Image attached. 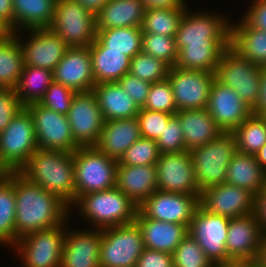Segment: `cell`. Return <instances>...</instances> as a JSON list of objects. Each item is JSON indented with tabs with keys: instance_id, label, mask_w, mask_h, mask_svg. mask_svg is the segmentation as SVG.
I'll return each mask as SVG.
<instances>
[{
	"instance_id": "cell-1",
	"label": "cell",
	"mask_w": 266,
	"mask_h": 267,
	"mask_svg": "<svg viewBox=\"0 0 266 267\" xmlns=\"http://www.w3.org/2000/svg\"><path fill=\"white\" fill-rule=\"evenodd\" d=\"M186 9L176 34L175 67L215 73L219 59L230 46L231 23L221 15Z\"/></svg>"
},
{
	"instance_id": "cell-2",
	"label": "cell",
	"mask_w": 266,
	"mask_h": 267,
	"mask_svg": "<svg viewBox=\"0 0 266 267\" xmlns=\"http://www.w3.org/2000/svg\"><path fill=\"white\" fill-rule=\"evenodd\" d=\"M15 243L31 232L54 228L67 222L70 207L57 195L30 182L14 171Z\"/></svg>"
},
{
	"instance_id": "cell-3",
	"label": "cell",
	"mask_w": 266,
	"mask_h": 267,
	"mask_svg": "<svg viewBox=\"0 0 266 267\" xmlns=\"http://www.w3.org/2000/svg\"><path fill=\"white\" fill-rule=\"evenodd\" d=\"M30 182L57 195L70 208L75 202L73 153L36 149L19 170Z\"/></svg>"
},
{
	"instance_id": "cell-4",
	"label": "cell",
	"mask_w": 266,
	"mask_h": 267,
	"mask_svg": "<svg viewBox=\"0 0 266 267\" xmlns=\"http://www.w3.org/2000/svg\"><path fill=\"white\" fill-rule=\"evenodd\" d=\"M73 204L98 229L134 222L139 207L117 187L85 194Z\"/></svg>"
},
{
	"instance_id": "cell-5",
	"label": "cell",
	"mask_w": 266,
	"mask_h": 267,
	"mask_svg": "<svg viewBox=\"0 0 266 267\" xmlns=\"http://www.w3.org/2000/svg\"><path fill=\"white\" fill-rule=\"evenodd\" d=\"M237 152L232 132H222L209 143L190 150L200 192L225 182L228 165Z\"/></svg>"
},
{
	"instance_id": "cell-6",
	"label": "cell",
	"mask_w": 266,
	"mask_h": 267,
	"mask_svg": "<svg viewBox=\"0 0 266 267\" xmlns=\"http://www.w3.org/2000/svg\"><path fill=\"white\" fill-rule=\"evenodd\" d=\"M75 201L85 194L116 187L118 161L95 146H80L73 153Z\"/></svg>"
},
{
	"instance_id": "cell-7",
	"label": "cell",
	"mask_w": 266,
	"mask_h": 267,
	"mask_svg": "<svg viewBox=\"0 0 266 267\" xmlns=\"http://www.w3.org/2000/svg\"><path fill=\"white\" fill-rule=\"evenodd\" d=\"M261 74L262 66L241 57L229 46L219 59L215 79L235 90L254 109L260 95Z\"/></svg>"
},
{
	"instance_id": "cell-8",
	"label": "cell",
	"mask_w": 266,
	"mask_h": 267,
	"mask_svg": "<svg viewBox=\"0 0 266 267\" xmlns=\"http://www.w3.org/2000/svg\"><path fill=\"white\" fill-rule=\"evenodd\" d=\"M49 28L69 47L90 46L96 39V14L77 0H56Z\"/></svg>"
},
{
	"instance_id": "cell-9",
	"label": "cell",
	"mask_w": 266,
	"mask_h": 267,
	"mask_svg": "<svg viewBox=\"0 0 266 267\" xmlns=\"http://www.w3.org/2000/svg\"><path fill=\"white\" fill-rule=\"evenodd\" d=\"M144 249L138 224L112 226L102 229L100 267H136Z\"/></svg>"
},
{
	"instance_id": "cell-10",
	"label": "cell",
	"mask_w": 266,
	"mask_h": 267,
	"mask_svg": "<svg viewBox=\"0 0 266 267\" xmlns=\"http://www.w3.org/2000/svg\"><path fill=\"white\" fill-rule=\"evenodd\" d=\"M38 149L34 123L24 108L0 133V162L9 171H19Z\"/></svg>"
},
{
	"instance_id": "cell-11",
	"label": "cell",
	"mask_w": 266,
	"mask_h": 267,
	"mask_svg": "<svg viewBox=\"0 0 266 267\" xmlns=\"http://www.w3.org/2000/svg\"><path fill=\"white\" fill-rule=\"evenodd\" d=\"M66 224L26 234L12 246L24 267H60Z\"/></svg>"
},
{
	"instance_id": "cell-12",
	"label": "cell",
	"mask_w": 266,
	"mask_h": 267,
	"mask_svg": "<svg viewBox=\"0 0 266 267\" xmlns=\"http://www.w3.org/2000/svg\"><path fill=\"white\" fill-rule=\"evenodd\" d=\"M31 114L38 149L74 153L80 146L75 142L67 116L39 103L25 107Z\"/></svg>"
},
{
	"instance_id": "cell-13",
	"label": "cell",
	"mask_w": 266,
	"mask_h": 267,
	"mask_svg": "<svg viewBox=\"0 0 266 267\" xmlns=\"http://www.w3.org/2000/svg\"><path fill=\"white\" fill-rule=\"evenodd\" d=\"M230 218L207 212L200 205L191 219L188 233L198 242L214 266L228 263L226 239Z\"/></svg>"
},
{
	"instance_id": "cell-14",
	"label": "cell",
	"mask_w": 266,
	"mask_h": 267,
	"mask_svg": "<svg viewBox=\"0 0 266 267\" xmlns=\"http://www.w3.org/2000/svg\"><path fill=\"white\" fill-rule=\"evenodd\" d=\"M167 78L178 111L207 108L215 73L174 66L170 67Z\"/></svg>"
},
{
	"instance_id": "cell-15",
	"label": "cell",
	"mask_w": 266,
	"mask_h": 267,
	"mask_svg": "<svg viewBox=\"0 0 266 267\" xmlns=\"http://www.w3.org/2000/svg\"><path fill=\"white\" fill-rule=\"evenodd\" d=\"M200 195L154 191L138 209L147 217L159 221L186 225L199 206Z\"/></svg>"
},
{
	"instance_id": "cell-16",
	"label": "cell",
	"mask_w": 266,
	"mask_h": 267,
	"mask_svg": "<svg viewBox=\"0 0 266 267\" xmlns=\"http://www.w3.org/2000/svg\"><path fill=\"white\" fill-rule=\"evenodd\" d=\"M263 236L255 213L231 218L225 243L228 263L258 261Z\"/></svg>"
},
{
	"instance_id": "cell-17",
	"label": "cell",
	"mask_w": 266,
	"mask_h": 267,
	"mask_svg": "<svg viewBox=\"0 0 266 267\" xmlns=\"http://www.w3.org/2000/svg\"><path fill=\"white\" fill-rule=\"evenodd\" d=\"M157 166V189L171 193L201 195L190 151L160 154Z\"/></svg>"
},
{
	"instance_id": "cell-18",
	"label": "cell",
	"mask_w": 266,
	"mask_h": 267,
	"mask_svg": "<svg viewBox=\"0 0 266 267\" xmlns=\"http://www.w3.org/2000/svg\"><path fill=\"white\" fill-rule=\"evenodd\" d=\"M66 116L79 146H94L97 143L104 119L92 91L76 93Z\"/></svg>"
},
{
	"instance_id": "cell-19",
	"label": "cell",
	"mask_w": 266,
	"mask_h": 267,
	"mask_svg": "<svg viewBox=\"0 0 266 267\" xmlns=\"http://www.w3.org/2000/svg\"><path fill=\"white\" fill-rule=\"evenodd\" d=\"M255 196L248 190L226 182L201 192L199 205L207 212L236 218L254 213Z\"/></svg>"
},
{
	"instance_id": "cell-20",
	"label": "cell",
	"mask_w": 266,
	"mask_h": 267,
	"mask_svg": "<svg viewBox=\"0 0 266 267\" xmlns=\"http://www.w3.org/2000/svg\"><path fill=\"white\" fill-rule=\"evenodd\" d=\"M206 109L223 132H232L253 113V109L235 90L216 79L212 84Z\"/></svg>"
},
{
	"instance_id": "cell-21",
	"label": "cell",
	"mask_w": 266,
	"mask_h": 267,
	"mask_svg": "<svg viewBox=\"0 0 266 267\" xmlns=\"http://www.w3.org/2000/svg\"><path fill=\"white\" fill-rule=\"evenodd\" d=\"M52 72L54 82L77 93L92 91L95 81L90 46L68 47L64 57Z\"/></svg>"
},
{
	"instance_id": "cell-22",
	"label": "cell",
	"mask_w": 266,
	"mask_h": 267,
	"mask_svg": "<svg viewBox=\"0 0 266 267\" xmlns=\"http://www.w3.org/2000/svg\"><path fill=\"white\" fill-rule=\"evenodd\" d=\"M24 31L31 34L26 43L20 41L25 65L52 71L64 57L69 46L49 27Z\"/></svg>"
},
{
	"instance_id": "cell-23",
	"label": "cell",
	"mask_w": 266,
	"mask_h": 267,
	"mask_svg": "<svg viewBox=\"0 0 266 267\" xmlns=\"http://www.w3.org/2000/svg\"><path fill=\"white\" fill-rule=\"evenodd\" d=\"M90 230L68 232L67 229L60 267H100L102 229Z\"/></svg>"
},
{
	"instance_id": "cell-24",
	"label": "cell",
	"mask_w": 266,
	"mask_h": 267,
	"mask_svg": "<svg viewBox=\"0 0 266 267\" xmlns=\"http://www.w3.org/2000/svg\"><path fill=\"white\" fill-rule=\"evenodd\" d=\"M135 222L141 231L144 248L172 254L188 234L186 225L147 218L139 209Z\"/></svg>"
},
{
	"instance_id": "cell-25",
	"label": "cell",
	"mask_w": 266,
	"mask_h": 267,
	"mask_svg": "<svg viewBox=\"0 0 266 267\" xmlns=\"http://www.w3.org/2000/svg\"><path fill=\"white\" fill-rule=\"evenodd\" d=\"M141 138L137 118L104 121L99 139L94 145L98 150L117 161Z\"/></svg>"
},
{
	"instance_id": "cell-26",
	"label": "cell",
	"mask_w": 266,
	"mask_h": 267,
	"mask_svg": "<svg viewBox=\"0 0 266 267\" xmlns=\"http://www.w3.org/2000/svg\"><path fill=\"white\" fill-rule=\"evenodd\" d=\"M116 187L140 206L157 190V166L117 165Z\"/></svg>"
},
{
	"instance_id": "cell-27",
	"label": "cell",
	"mask_w": 266,
	"mask_h": 267,
	"mask_svg": "<svg viewBox=\"0 0 266 267\" xmlns=\"http://www.w3.org/2000/svg\"><path fill=\"white\" fill-rule=\"evenodd\" d=\"M94 93L104 121L135 118L139 107L117 82L95 84Z\"/></svg>"
},
{
	"instance_id": "cell-28",
	"label": "cell",
	"mask_w": 266,
	"mask_h": 267,
	"mask_svg": "<svg viewBox=\"0 0 266 267\" xmlns=\"http://www.w3.org/2000/svg\"><path fill=\"white\" fill-rule=\"evenodd\" d=\"M175 115L181 123L187 151L209 143L223 132L206 108L182 110Z\"/></svg>"
},
{
	"instance_id": "cell-29",
	"label": "cell",
	"mask_w": 266,
	"mask_h": 267,
	"mask_svg": "<svg viewBox=\"0 0 266 267\" xmlns=\"http://www.w3.org/2000/svg\"><path fill=\"white\" fill-rule=\"evenodd\" d=\"M144 13L141 0H108L96 14V31L141 26Z\"/></svg>"
},
{
	"instance_id": "cell-30",
	"label": "cell",
	"mask_w": 266,
	"mask_h": 267,
	"mask_svg": "<svg viewBox=\"0 0 266 267\" xmlns=\"http://www.w3.org/2000/svg\"><path fill=\"white\" fill-rule=\"evenodd\" d=\"M95 84L117 82L129 73L131 59L122 51L109 50L97 38L90 45Z\"/></svg>"
},
{
	"instance_id": "cell-31",
	"label": "cell",
	"mask_w": 266,
	"mask_h": 267,
	"mask_svg": "<svg viewBox=\"0 0 266 267\" xmlns=\"http://www.w3.org/2000/svg\"><path fill=\"white\" fill-rule=\"evenodd\" d=\"M230 47L251 62L266 64V31L250 27L243 19L231 24Z\"/></svg>"
},
{
	"instance_id": "cell-32",
	"label": "cell",
	"mask_w": 266,
	"mask_h": 267,
	"mask_svg": "<svg viewBox=\"0 0 266 267\" xmlns=\"http://www.w3.org/2000/svg\"><path fill=\"white\" fill-rule=\"evenodd\" d=\"M225 182L256 196L266 184V173L258 164L255 154L237 152L228 165Z\"/></svg>"
},
{
	"instance_id": "cell-33",
	"label": "cell",
	"mask_w": 266,
	"mask_h": 267,
	"mask_svg": "<svg viewBox=\"0 0 266 267\" xmlns=\"http://www.w3.org/2000/svg\"><path fill=\"white\" fill-rule=\"evenodd\" d=\"M14 33L51 25L56 0H12ZM18 29V30H17Z\"/></svg>"
},
{
	"instance_id": "cell-34",
	"label": "cell",
	"mask_w": 266,
	"mask_h": 267,
	"mask_svg": "<svg viewBox=\"0 0 266 267\" xmlns=\"http://www.w3.org/2000/svg\"><path fill=\"white\" fill-rule=\"evenodd\" d=\"M18 33V35H17ZM19 32L0 40V87L14 89L24 67V53ZM20 38V39H19Z\"/></svg>"
},
{
	"instance_id": "cell-35",
	"label": "cell",
	"mask_w": 266,
	"mask_h": 267,
	"mask_svg": "<svg viewBox=\"0 0 266 267\" xmlns=\"http://www.w3.org/2000/svg\"><path fill=\"white\" fill-rule=\"evenodd\" d=\"M53 81L52 71L24 64L23 71L14 90L22 105L27 107L28 105L39 103Z\"/></svg>"
},
{
	"instance_id": "cell-36",
	"label": "cell",
	"mask_w": 266,
	"mask_h": 267,
	"mask_svg": "<svg viewBox=\"0 0 266 267\" xmlns=\"http://www.w3.org/2000/svg\"><path fill=\"white\" fill-rule=\"evenodd\" d=\"M96 38L109 50L122 51L130 59L142 51L141 26L100 30L97 31Z\"/></svg>"
},
{
	"instance_id": "cell-37",
	"label": "cell",
	"mask_w": 266,
	"mask_h": 267,
	"mask_svg": "<svg viewBox=\"0 0 266 267\" xmlns=\"http://www.w3.org/2000/svg\"><path fill=\"white\" fill-rule=\"evenodd\" d=\"M232 133L238 152L256 154L266 144V117L252 113Z\"/></svg>"
},
{
	"instance_id": "cell-38",
	"label": "cell",
	"mask_w": 266,
	"mask_h": 267,
	"mask_svg": "<svg viewBox=\"0 0 266 267\" xmlns=\"http://www.w3.org/2000/svg\"><path fill=\"white\" fill-rule=\"evenodd\" d=\"M15 187L14 171L0 182V243L8 246L15 244Z\"/></svg>"
},
{
	"instance_id": "cell-39",
	"label": "cell",
	"mask_w": 266,
	"mask_h": 267,
	"mask_svg": "<svg viewBox=\"0 0 266 267\" xmlns=\"http://www.w3.org/2000/svg\"><path fill=\"white\" fill-rule=\"evenodd\" d=\"M186 9H147L141 29L143 33L176 37L179 24Z\"/></svg>"
},
{
	"instance_id": "cell-40",
	"label": "cell",
	"mask_w": 266,
	"mask_h": 267,
	"mask_svg": "<svg viewBox=\"0 0 266 267\" xmlns=\"http://www.w3.org/2000/svg\"><path fill=\"white\" fill-rule=\"evenodd\" d=\"M170 66L143 51L136 54L130 62L129 74L142 81L154 83L167 79Z\"/></svg>"
},
{
	"instance_id": "cell-41",
	"label": "cell",
	"mask_w": 266,
	"mask_h": 267,
	"mask_svg": "<svg viewBox=\"0 0 266 267\" xmlns=\"http://www.w3.org/2000/svg\"><path fill=\"white\" fill-rule=\"evenodd\" d=\"M172 258L174 267H214L190 233L176 247Z\"/></svg>"
},
{
	"instance_id": "cell-42",
	"label": "cell",
	"mask_w": 266,
	"mask_h": 267,
	"mask_svg": "<svg viewBox=\"0 0 266 267\" xmlns=\"http://www.w3.org/2000/svg\"><path fill=\"white\" fill-rule=\"evenodd\" d=\"M142 51L174 67L178 58L175 37L143 33Z\"/></svg>"
},
{
	"instance_id": "cell-43",
	"label": "cell",
	"mask_w": 266,
	"mask_h": 267,
	"mask_svg": "<svg viewBox=\"0 0 266 267\" xmlns=\"http://www.w3.org/2000/svg\"><path fill=\"white\" fill-rule=\"evenodd\" d=\"M159 156L156 141L141 137L125 151L117 165L145 166L156 164Z\"/></svg>"
},
{
	"instance_id": "cell-44",
	"label": "cell",
	"mask_w": 266,
	"mask_h": 267,
	"mask_svg": "<svg viewBox=\"0 0 266 267\" xmlns=\"http://www.w3.org/2000/svg\"><path fill=\"white\" fill-rule=\"evenodd\" d=\"M142 108L151 111H163L174 115L178 112L172 86L168 78L151 83L147 100Z\"/></svg>"
},
{
	"instance_id": "cell-45",
	"label": "cell",
	"mask_w": 266,
	"mask_h": 267,
	"mask_svg": "<svg viewBox=\"0 0 266 267\" xmlns=\"http://www.w3.org/2000/svg\"><path fill=\"white\" fill-rule=\"evenodd\" d=\"M174 114L140 108L136 116L142 138L157 141Z\"/></svg>"
},
{
	"instance_id": "cell-46",
	"label": "cell",
	"mask_w": 266,
	"mask_h": 267,
	"mask_svg": "<svg viewBox=\"0 0 266 267\" xmlns=\"http://www.w3.org/2000/svg\"><path fill=\"white\" fill-rule=\"evenodd\" d=\"M76 93L73 89L53 81L39 104L60 114L67 115Z\"/></svg>"
},
{
	"instance_id": "cell-47",
	"label": "cell",
	"mask_w": 266,
	"mask_h": 267,
	"mask_svg": "<svg viewBox=\"0 0 266 267\" xmlns=\"http://www.w3.org/2000/svg\"><path fill=\"white\" fill-rule=\"evenodd\" d=\"M156 143L160 154L187 151L181 123L176 115L170 118L167 127L163 130Z\"/></svg>"
},
{
	"instance_id": "cell-48",
	"label": "cell",
	"mask_w": 266,
	"mask_h": 267,
	"mask_svg": "<svg viewBox=\"0 0 266 267\" xmlns=\"http://www.w3.org/2000/svg\"><path fill=\"white\" fill-rule=\"evenodd\" d=\"M24 108L14 89H0V133Z\"/></svg>"
},
{
	"instance_id": "cell-49",
	"label": "cell",
	"mask_w": 266,
	"mask_h": 267,
	"mask_svg": "<svg viewBox=\"0 0 266 267\" xmlns=\"http://www.w3.org/2000/svg\"><path fill=\"white\" fill-rule=\"evenodd\" d=\"M117 83L139 108L144 106L151 87L150 82L142 81L128 73L119 79Z\"/></svg>"
},
{
	"instance_id": "cell-50",
	"label": "cell",
	"mask_w": 266,
	"mask_h": 267,
	"mask_svg": "<svg viewBox=\"0 0 266 267\" xmlns=\"http://www.w3.org/2000/svg\"><path fill=\"white\" fill-rule=\"evenodd\" d=\"M136 267H174L172 254L144 248Z\"/></svg>"
},
{
	"instance_id": "cell-51",
	"label": "cell",
	"mask_w": 266,
	"mask_h": 267,
	"mask_svg": "<svg viewBox=\"0 0 266 267\" xmlns=\"http://www.w3.org/2000/svg\"><path fill=\"white\" fill-rule=\"evenodd\" d=\"M241 17L250 27L266 31V0H254Z\"/></svg>"
},
{
	"instance_id": "cell-52",
	"label": "cell",
	"mask_w": 266,
	"mask_h": 267,
	"mask_svg": "<svg viewBox=\"0 0 266 267\" xmlns=\"http://www.w3.org/2000/svg\"><path fill=\"white\" fill-rule=\"evenodd\" d=\"M254 213L264 234H266V184L255 196Z\"/></svg>"
},
{
	"instance_id": "cell-53",
	"label": "cell",
	"mask_w": 266,
	"mask_h": 267,
	"mask_svg": "<svg viewBox=\"0 0 266 267\" xmlns=\"http://www.w3.org/2000/svg\"><path fill=\"white\" fill-rule=\"evenodd\" d=\"M147 9H187L184 0H141Z\"/></svg>"
},
{
	"instance_id": "cell-54",
	"label": "cell",
	"mask_w": 266,
	"mask_h": 267,
	"mask_svg": "<svg viewBox=\"0 0 266 267\" xmlns=\"http://www.w3.org/2000/svg\"><path fill=\"white\" fill-rule=\"evenodd\" d=\"M0 21L14 33L13 1L0 0Z\"/></svg>"
},
{
	"instance_id": "cell-55",
	"label": "cell",
	"mask_w": 266,
	"mask_h": 267,
	"mask_svg": "<svg viewBox=\"0 0 266 267\" xmlns=\"http://www.w3.org/2000/svg\"><path fill=\"white\" fill-rule=\"evenodd\" d=\"M253 113L258 115L266 114V69L262 67L260 95L257 106L253 109Z\"/></svg>"
},
{
	"instance_id": "cell-56",
	"label": "cell",
	"mask_w": 266,
	"mask_h": 267,
	"mask_svg": "<svg viewBox=\"0 0 266 267\" xmlns=\"http://www.w3.org/2000/svg\"><path fill=\"white\" fill-rule=\"evenodd\" d=\"M86 9L97 14V12L108 2V0H77Z\"/></svg>"
},
{
	"instance_id": "cell-57",
	"label": "cell",
	"mask_w": 266,
	"mask_h": 267,
	"mask_svg": "<svg viewBox=\"0 0 266 267\" xmlns=\"http://www.w3.org/2000/svg\"><path fill=\"white\" fill-rule=\"evenodd\" d=\"M214 267H261L258 261L253 262H231L227 264H220Z\"/></svg>"
},
{
	"instance_id": "cell-58",
	"label": "cell",
	"mask_w": 266,
	"mask_h": 267,
	"mask_svg": "<svg viewBox=\"0 0 266 267\" xmlns=\"http://www.w3.org/2000/svg\"><path fill=\"white\" fill-rule=\"evenodd\" d=\"M255 158L262 170L266 173V144L255 154Z\"/></svg>"
},
{
	"instance_id": "cell-59",
	"label": "cell",
	"mask_w": 266,
	"mask_h": 267,
	"mask_svg": "<svg viewBox=\"0 0 266 267\" xmlns=\"http://www.w3.org/2000/svg\"><path fill=\"white\" fill-rule=\"evenodd\" d=\"M259 264L261 267H266V234L263 236L261 253L259 255Z\"/></svg>"
},
{
	"instance_id": "cell-60",
	"label": "cell",
	"mask_w": 266,
	"mask_h": 267,
	"mask_svg": "<svg viewBox=\"0 0 266 267\" xmlns=\"http://www.w3.org/2000/svg\"><path fill=\"white\" fill-rule=\"evenodd\" d=\"M9 34H11L10 29L0 21V40L5 39Z\"/></svg>"
},
{
	"instance_id": "cell-61",
	"label": "cell",
	"mask_w": 266,
	"mask_h": 267,
	"mask_svg": "<svg viewBox=\"0 0 266 267\" xmlns=\"http://www.w3.org/2000/svg\"><path fill=\"white\" fill-rule=\"evenodd\" d=\"M8 174L9 170L0 162V182L3 181Z\"/></svg>"
}]
</instances>
